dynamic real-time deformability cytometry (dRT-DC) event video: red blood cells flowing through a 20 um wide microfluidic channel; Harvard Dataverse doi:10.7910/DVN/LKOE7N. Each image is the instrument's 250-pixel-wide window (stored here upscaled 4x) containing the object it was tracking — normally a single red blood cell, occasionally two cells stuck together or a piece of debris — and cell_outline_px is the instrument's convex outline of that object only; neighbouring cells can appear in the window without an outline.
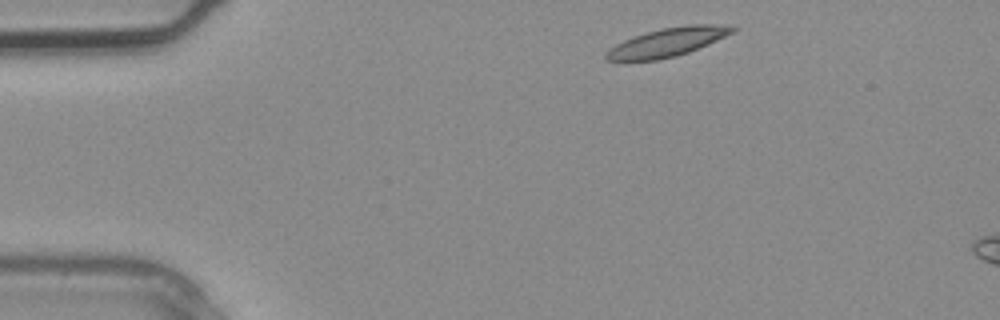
{"species": "common noctule bat (a hibernating species)", "species_latin": "Nyctalus noctula", "temperature_condition": "warm", "stored_images_in_passage": 2, "camera_frame_rate_fps": 3000, "um_per_image_px": 0.085, "animal": {"sex": "male", "body_mass_g": 20.4}, "frame": {"image": 1, "passage_image": 1, "time_ms": 0.0, "image_size_px": [1000, 320], "cell_outline_px": [[736, 28], [732, 32], [716, 40], [688, 52], [676, 56], [656, 60], [604, 60], [604, 56], [616, 44], [624, 40], [648, 32], [664, 28], [688, 24], [716, 24]], "centroid_in_image_um": [56.72, 3.59], "position_along_channel_um": 28.3, "area_um2": 20.35}}